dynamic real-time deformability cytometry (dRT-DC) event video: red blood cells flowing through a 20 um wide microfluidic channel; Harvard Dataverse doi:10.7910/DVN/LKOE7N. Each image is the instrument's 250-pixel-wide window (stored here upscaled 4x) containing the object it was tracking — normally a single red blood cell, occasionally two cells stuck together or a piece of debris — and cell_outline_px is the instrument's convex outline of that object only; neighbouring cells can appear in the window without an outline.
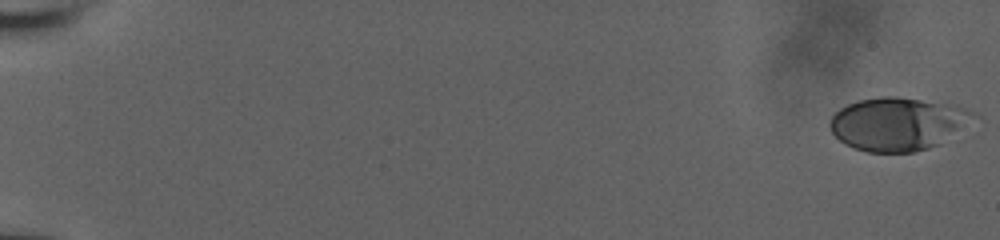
{"species": "human", "species_latin": "Homo sapiens", "temperature_condition": "room temperature", "stored_images_in_passage": 56, "camera_frame_rate_fps": 3000, "um_per_image_px": 0.085, "donor": {"sex": "male"}, "frame": {"image": 1, "passage_image": 1, "time_ms": 0.0, "image_size_px": [1000, 240], "cell_outline_px": [[980, 116], [940, 144], [928, 148], [912, 152], [868, 152], [844, 144], [832, 132], [828, 124], [832, 116], [840, 108], [848, 104], [860, 100], [880, 96], [896, 96], [956, 104], [976, 112]], "centroid_in_image_um": [76.36, 10.51], "position_along_channel_um": 8.6, "area_um2": 44.8}}
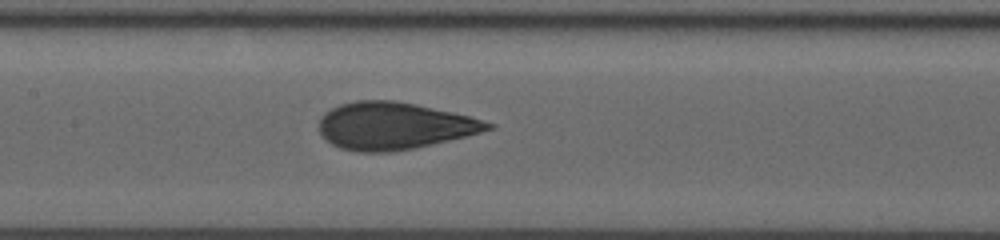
{"frame": {"image": 2, "passage_image": 30, "time_ms": 9.667, "image_size_px": [1000, 240], "cell_outline_px": [[496, 124], [492, 128], [480, 132], [416, 148], [388, 152], [356, 152], [340, 148], [332, 144], [320, 132], [320, 116], [324, 112], [340, 104], [356, 100], [396, 100], [416, 104], [452, 112], [468, 116]], "centroid_in_image_um": [33.46, 10.69], "position_along_channel_um": 173.9, "area_um2": 46.12}}
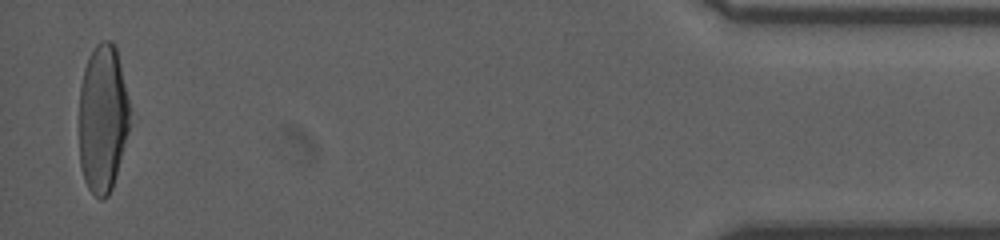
{"frame": {"image": 3, "passage_image": 55, "time_ms": 18.0, "image_size_px": [1000, 240], "cell_outline_px": [[128, 128], [116, 176], [112, 188], [108, 196], [104, 200], [100, 200], [88, 188], [84, 180], [80, 168], [80, 84], [84, 68], [96, 44], [100, 40], [108, 40], [116, 48], [128, 100]], "centroid_in_image_um": [8.7, 10.11], "position_along_channel_um": 426.5, "area_um2": 43.12}, "authors_computed_cell_mechanics": {"area_um2": 44.7661, "velocity_mm_per_s": 3.9298, "shape_relaxation_time_tau1_ms": 5.3657, "shape_relaxation_time_tau2_ms": 0.8027, "deformation_change_tau1": 0.2081, "deformation_change_tau2": 0.0806}}